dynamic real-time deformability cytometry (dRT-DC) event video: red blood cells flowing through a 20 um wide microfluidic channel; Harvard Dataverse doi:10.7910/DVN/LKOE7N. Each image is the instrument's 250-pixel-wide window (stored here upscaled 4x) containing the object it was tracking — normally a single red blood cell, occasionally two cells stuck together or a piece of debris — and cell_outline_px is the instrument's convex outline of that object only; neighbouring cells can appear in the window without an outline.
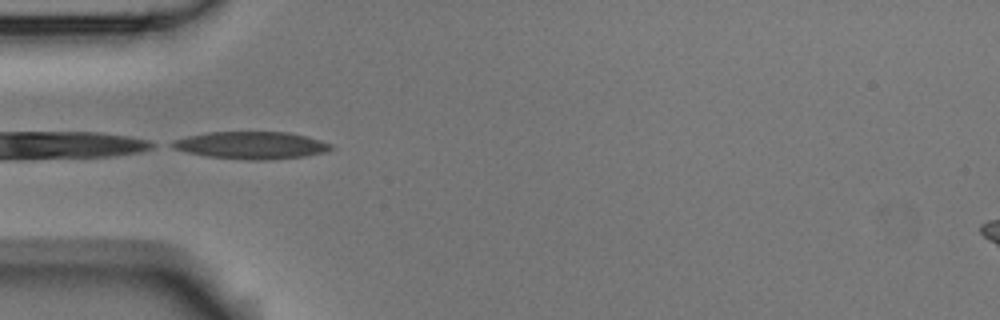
{"species": "Egyptian fruit bat (a non-hibernating species)", "species_latin": "Rousettus aegyptiacus", "temperature_condition": "room temperature", "stored_images_in_passage": 6, "camera_frame_rate_fps": 3000, "um_per_image_px": 0.085, "animal": {"sex": "male"}, "frame": {"image": 1, "passage_image": 1, "time_ms": 0.0, "image_size_px": [1000, 320], "cell_outline_px": [[336, 148], [324, 152], [304, 156], [268, 160], [244, 160], [204, 156], [172, 148], [164, 144], [172, 140], [188, 136], [208, 132], [288, 132], [308, 136], [332, 144]], "centroid_in_image_um": [21.32, 12.35], "position_along_channel_um": 63.7, "area_um2": 25.66}}
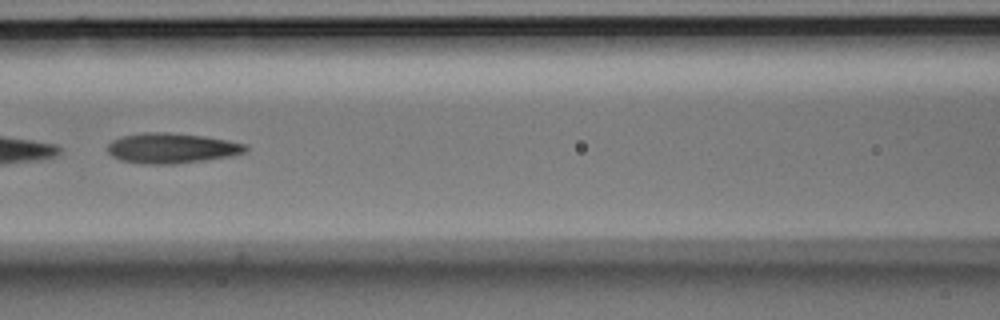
{"frame": {"image": 2, "passage_image": 3, "time_ms": 0.667, "image_size_px": [1000, 320], "cell_outline_px": [[248, 148], [244, 152], [228, 156], [204, 160], [176, 164], [144, 164], [120, 160], [112, 156], [108, 152], [108, 144], [112, 140], [124, 136], [144, 132], [168, 132], [204, 136], [228, 140], [248, 144]], "centroid_in_image_um": [14.59, 12.59], "position_along_channel_um": 152.0, "area_um2": 24.28}}
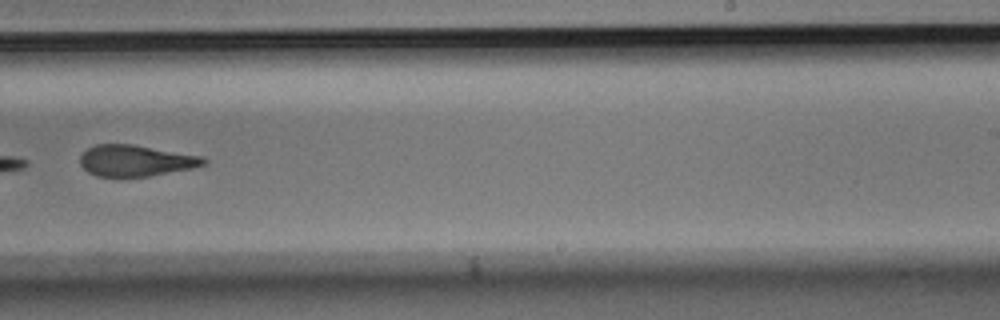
{"frame": {"image": 3, "passage_image": 6, "time_ms": 1.667, "image_size_px": [1000, 320], "cell_outline_px": [[208, 160], [204, 164], [192, 168], [148, 176], [96, 176], [88, 172], [80, 164], [80, 156], [88, 148], [96, 144], [132, 144], [204, 156]], "centroid_in_image_um": [11.54, 13.64], "position_along_channel_um": 277.5, "area_um2": 22.37}}